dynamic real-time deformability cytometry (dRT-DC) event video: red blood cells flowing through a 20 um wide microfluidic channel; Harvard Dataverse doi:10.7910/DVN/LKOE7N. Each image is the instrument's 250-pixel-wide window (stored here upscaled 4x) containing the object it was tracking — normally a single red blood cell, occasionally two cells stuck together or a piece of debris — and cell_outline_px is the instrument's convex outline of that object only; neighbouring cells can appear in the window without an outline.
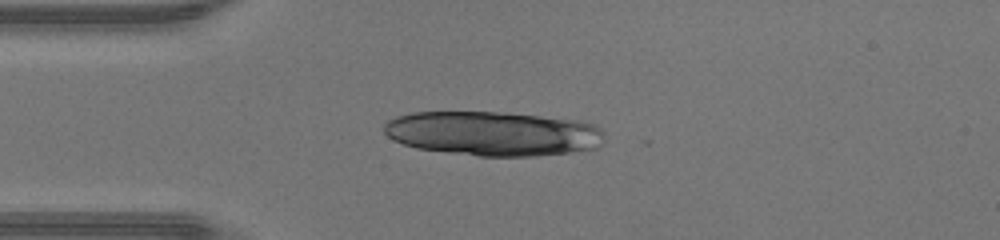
{"species": "human", "species_latin": "Homo sapiens", "temperature_condition": "warm", "stored_images_in_passage": 41, "camera_frame_rate_fps": 3000, "um_per_image_px": 0.085, "donor": {"sex": "male"}, "frame": {"image": 1, "passage_image": 7, "time_ms": 2.0, "image_size_px": [1000, 240], "cell_outline_px": [[604, 140], [596, 148], [568, 152], [536, 156], [480, 156], [416, 148], [392, 140], [384, 132], [384, 124], [388, 120], [396, 116], [412, 112], [504, 112], [580, 120], [596, 124], [604, 132]], "centroid_in_image_um": [41.92, 11.34], "position_along_channel_um": 43.1, "area_um2": 57.34}}